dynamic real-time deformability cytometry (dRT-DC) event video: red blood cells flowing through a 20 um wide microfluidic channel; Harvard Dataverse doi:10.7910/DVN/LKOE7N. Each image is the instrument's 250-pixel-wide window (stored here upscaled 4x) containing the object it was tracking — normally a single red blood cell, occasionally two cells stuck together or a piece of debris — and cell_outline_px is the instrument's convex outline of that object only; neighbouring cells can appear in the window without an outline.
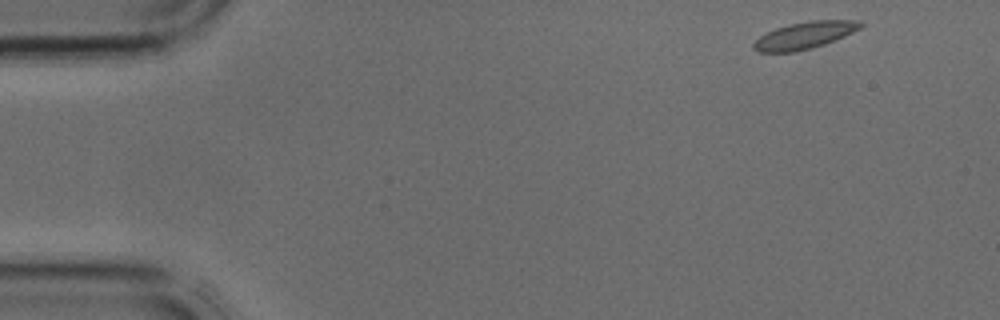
{"species": "common noctule bat (a hibernating species)", "species_latin": "Nyctalus noctula", "temperature_condition": "cold", "stored_images_in_passage": 3, "camera_frame_rate_fps": 3000, "um_per_image_px": 0.085, "animal": {"sex": "male", "body_mass_g": 17.9, "forearm_length_mm": 54.2}, "frame": {"image": 1, "passage_image": 1, "time_ms": 0.0, "image_size_px": [1000, 320], "cell_outline_px": [[864, 24], [860, 28], [836, 40], [812, 48], [792, 52], [760, 52], [752, 48], [752, 44], [760, 36], [776, 28], [792, 24], [812, 20], [860, 20]], "centroid_in_image_um": [68.41, 3.0], "position_along_channel_um": 16.6, "area_um2": 16.65}}
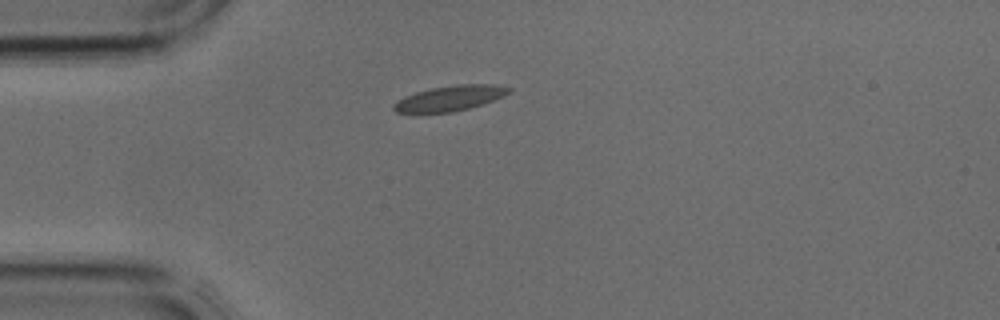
{"frame": {"image": 2, "passage_image": 3, "time_ms": 0.667, "image_size_px": [1000, 320], "cell_outline_px": [[512, 92], [504, 96], [484, 104], [452, 112], [396, 112], [392, 108], [392, 104], [396, 100], [404, 96], [416, 92], [432, 88], [460, 84], [492, 84], [512, 88]], "centroid_in_image_um": [38.26, 8.34], "position_along_channel_um": 46.7, "area_um2": 16.94}}